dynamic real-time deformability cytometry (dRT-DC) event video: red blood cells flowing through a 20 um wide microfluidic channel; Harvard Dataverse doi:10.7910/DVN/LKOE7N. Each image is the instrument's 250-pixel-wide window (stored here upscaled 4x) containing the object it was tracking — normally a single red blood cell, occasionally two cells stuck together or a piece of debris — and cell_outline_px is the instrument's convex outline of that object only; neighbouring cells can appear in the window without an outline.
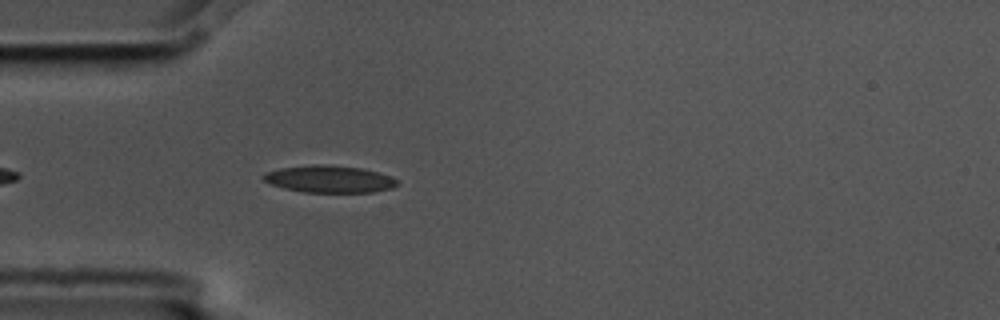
{"species": "common noctule bat (a hibernating species)", "species_latin": "Nyctalus noctula", "temperature_condition": "cold", "stored_images_in_passage": 3, "camera_frame_rate_fps": 3000, "um_per_image_px": 0.085, "animal": {"sex": "male", "body_mass_g": 17.5, "forearm_length_mm": 52.3}, "frame": {"image": 1, "passage_image": 3, "time_ms": 0.667, "image_size_px": [1000, 320], "cell_outline_px": [[400, 184], [392, 188], [372, 192], [304, 192], [284, 188], [272, 184], [264, 180], [260, 176], [264, 172], [280, 168], [312, 164], [324, 164], [360, 168], [376, 172], [388, 176], [396, 180]], "centroid_in_image_um": [27.95, 15.22], "position_along_channel_um": 57.1, "area_um2": 21.04}}